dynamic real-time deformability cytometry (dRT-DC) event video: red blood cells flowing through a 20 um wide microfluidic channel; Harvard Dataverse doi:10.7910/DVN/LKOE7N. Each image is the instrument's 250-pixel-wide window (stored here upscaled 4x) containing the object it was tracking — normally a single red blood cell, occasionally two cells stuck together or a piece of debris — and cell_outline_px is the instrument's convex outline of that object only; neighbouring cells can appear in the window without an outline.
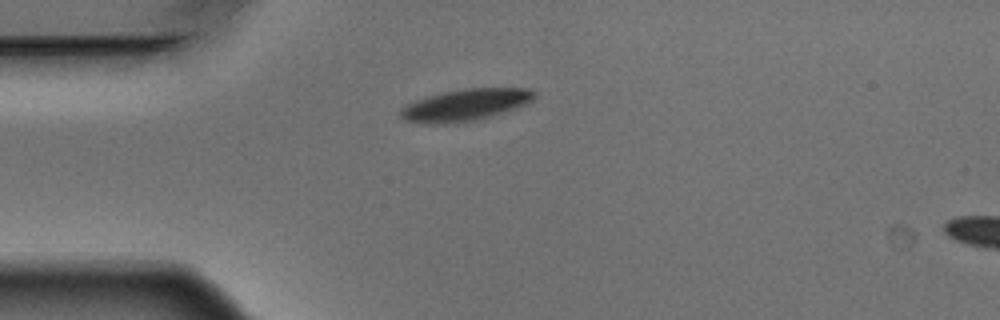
{"species": "Egyptian fruit bat (a non-hibernating species)", "species_latin": "Rousettus aegyptiacus", "temperature_condition": "warm", "stored_images_in_passage": 3, "camera_frame_rate_fps": 3000, "um_per_image_px": 0.085, "animal": {"sex": "male"}, "frame": {"image": 1, "passage_image": 1, "time_ms": 0.0, "image_size_px": [1000, 320], "cell_outline_px": [[536, 96], [532, 100], [524, 104], [476, 120], [444, 124], [428, 124], [404, 120], [400, 116], [400, 108], [416, 100], [428, 96], [444, 92], [464, 88], [528, 88], [536, 92]], "centroid_in_image_um": [39.51, 8.91], "position_along_channel_um": 45.5, "area_um2": 24.39}}
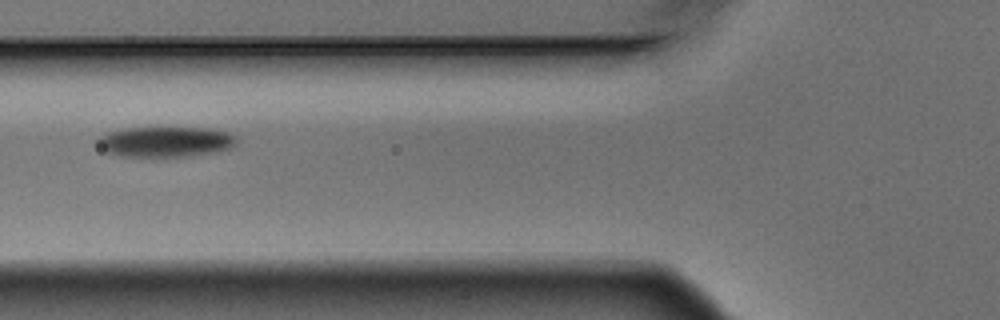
{"frame": {"image": 2, "passage_image": 3, "time_ms": 0.667, "image_size_px": [1000, 320], "cell_outline_px": [[236, 144], [232, 148], [216, 152], [192, 156], [120, 156], [108, 152], [96, 140], [100, 136], [108, 132], [124, 128], [212, 128], [228, 132], [236, 136]], "centroid_in_image_um": [14.14, 12.04], "position_along_channel_um": 111.7, "area_um2": 24.51}}